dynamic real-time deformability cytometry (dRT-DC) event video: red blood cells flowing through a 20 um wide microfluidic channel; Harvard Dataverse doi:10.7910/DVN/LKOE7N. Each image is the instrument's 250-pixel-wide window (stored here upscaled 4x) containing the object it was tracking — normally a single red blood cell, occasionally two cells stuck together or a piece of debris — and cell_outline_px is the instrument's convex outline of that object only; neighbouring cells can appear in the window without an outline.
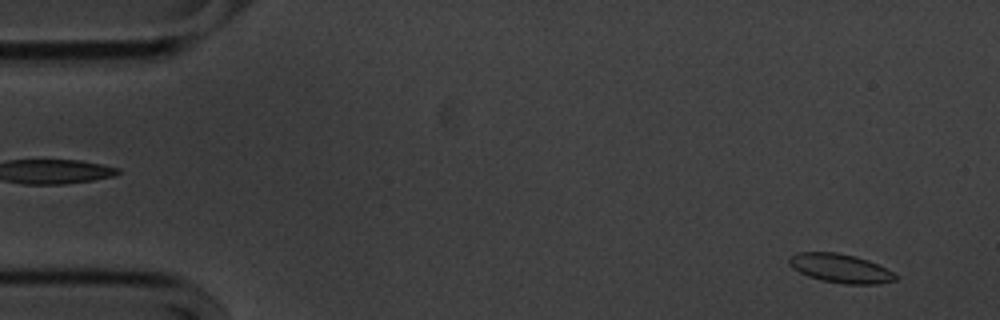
{"species": "common noctule bat (a hibernating species)", "species_latin": "Nyctalus noctula", "temperature_condition": "cold", "stored_images_in_passage": 56, "camera_frame_rate_fps": 3000, "um_per_image_px": 0.085, "animal": {"sex": "male", "body_mass_g": 20.1, "forearm_length_mm": 53.5}, "frame": {"image": 1, "passage_image": 3, "time_ms": 0.667, "image_size_px": [1000, 320], "cell_outline_px": [[900, 276], [896, 280], [880, 284], [844, 284], [820, 280], [808, 276], [792, 268], [788, 264], [788, 256], [800, 252], [836, 252], [856, 256], [868, 260]], "centroid_in_image_um": [71.42, 22.81], "position_along_channel_um": 13.6, "area_um2": 18.03}}
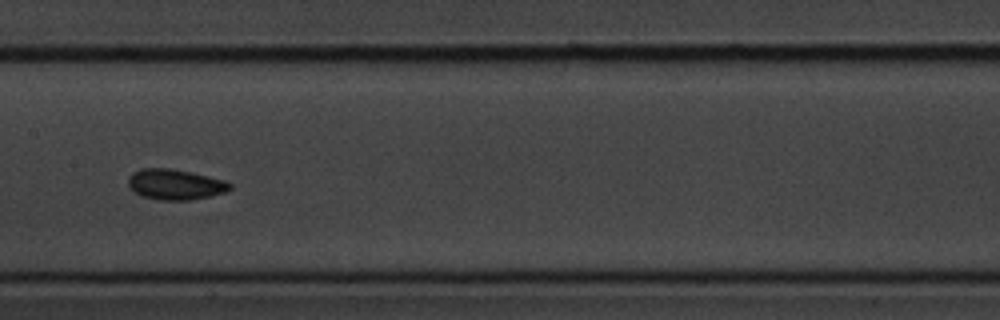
{"frame": {"image": 2, "passage_image": 27, "time_ms": 8.667, "image_size_px": [1000, 320], "cell_outline_px": [[232, 188], [224, 192], [208, 196], [188, 200], [160, 200], [144, 196], [136, 192], [128, 184], [128, 176], [132, 172], [140, 168], [172, 168], [192, 172], [224, 180], [232, 184]], "centroid_in_image_um": [14.88, 15.65], "position_along_channel_um": 192.5, "area_um2": 17.98}}
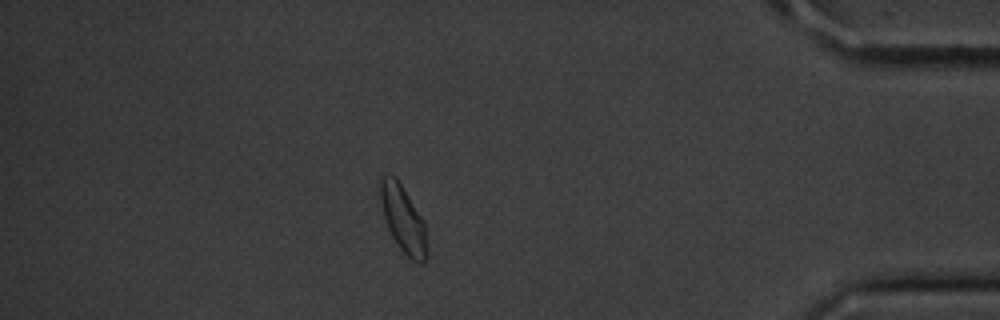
{"frame": {"image": 3, "passage_image": 48, "time_ms": 15.667, "image_size_px": [1000, 320], "cell_outline_px": [[428, 256], [420, 264], [412, 260], [400, 248], [392, 236], [388, 228], [384, 216], [380, 200], [380, 180], [384, 176], [396, 176], [420, 216], [424, 224], [428, 252]], "centroid_in_image_um": [34.27, 18.65], "position_along_channel_um": 400.9, "area_um2": 17.69}}